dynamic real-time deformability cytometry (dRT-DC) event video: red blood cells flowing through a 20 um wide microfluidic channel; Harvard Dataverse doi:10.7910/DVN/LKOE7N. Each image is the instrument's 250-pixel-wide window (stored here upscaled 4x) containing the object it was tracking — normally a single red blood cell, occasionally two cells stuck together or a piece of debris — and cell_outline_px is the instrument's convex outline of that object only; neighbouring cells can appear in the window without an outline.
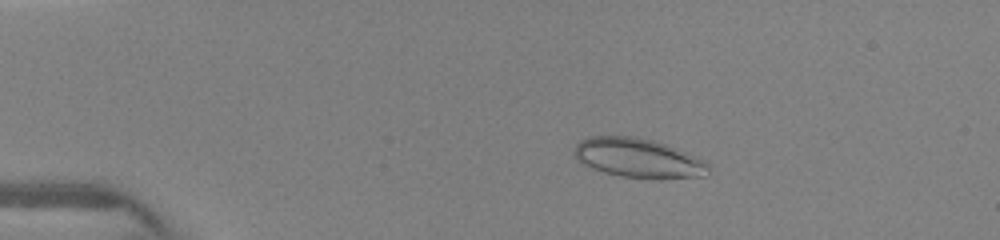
{"species": "human", "species_latin": "Homo sapiens", "temperature_condition": "warm", "stored_images_in_passage": 35, "camera_frame_rate_fps": 3000, "um_per_image_px": 0.085, "donor": {"sex": "female"}, "frame": {"image": 1, "passage_image": 19, "time_ms": 2.0, "image_size_px": [1000, 240], "cell_outline_px": [[708, 176], [664, 180], [660, 180], [620, 176], [604, 172], [592, 168], [576, 160], [572, 152], [576, 144], [580, 140], [588, 136], [632, 136], [652, 140], [664, 144], [708, 160]], "centroid_in_image_um": [54.28, 13.46], "position_along_channel_um": 30.7, "area_um2": 31.39}}